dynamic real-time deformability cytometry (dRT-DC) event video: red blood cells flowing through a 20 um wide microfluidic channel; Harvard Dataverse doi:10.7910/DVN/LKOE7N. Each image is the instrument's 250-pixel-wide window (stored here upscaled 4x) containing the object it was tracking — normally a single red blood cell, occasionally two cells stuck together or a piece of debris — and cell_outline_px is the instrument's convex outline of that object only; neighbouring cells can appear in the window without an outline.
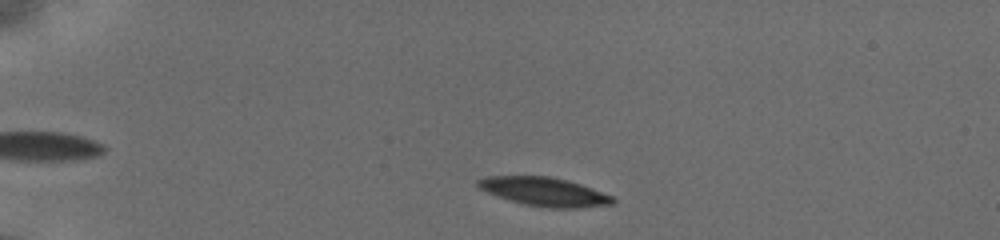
{"species": "common noctule bat (a hibernating species)", "species_latin": "Nyctalus noctula", "temperature_condition": "cold", "stored_images_in_passage": 31, "camera_frame_rate_fps": 3000, "um_per_image_px": 0.085, "animal": {"sex": "female", "body_mass_g": 19.5, "forearm_length_mm": 54.1}, "frame": {"image": 1, "passage_image": 5, "time_ms": 1.333, "image_size_px": [1000, 240], "cell_outline_px": [[616, 200], [612, 204], [580, 208], [544, 208], [524, 204], [488, 192], [480, 188], [476, 184], [476, 180], [488, 176], [548, 176], [568, 180], [592, 188], [612, 196]], "centroid_in_image_um": [46.3, 16.3], "position_along_channel_um": 38.7, "area_um2": 22.37}}
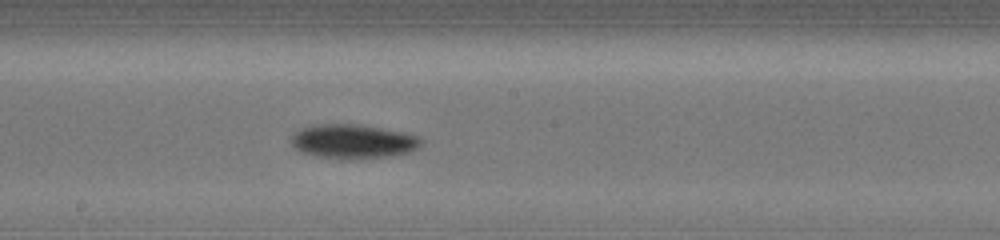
{"frame": {"image": 2, "passage_image": 21, "time_ms": 7.667, "image_size_px": [1000, 240], "cell_outline_px": [[424, 140], [420, 148], [412, 152], [388, 156], [352, 160], [340, 160], [316, 156], [292, 148], [292, 136], [300, 128], [316, 124], [360, 124], [404, 132], [420, 136]], "centroid_in_image_um": [30.06, 12.03], "position_along_channel_um": 218.1, "area_um2": 26.47}}
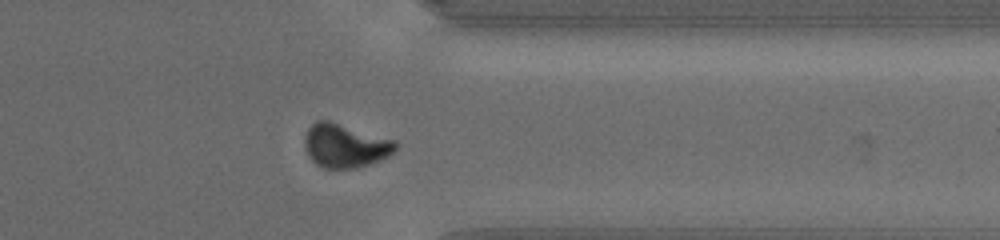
{"frame": {"image": 3, "passage_image": 28, "time_ms": 12.0, "image_size_px": [1000, 240], "cell_outline_px": [[396, 148], [388, 156], [380, 160], [356, 168], [324, 168], [316, 164], [308, 156], [304, 140], [304, 136], [308, 128], [316, 120], [328, 120], [396, 140]], "centroid_in_image_um": [29.32, 12.37], "position_along_channel_um": 382.1, "area_um2": 23.06}, "authors_computed_cell_mechanics": {"area_um2": 24.6228, "velocity_mm_per_s": 3.8182, "shape_relaxation_time_tau1_ms": 4.2302, "shape_relaxation_time_tau2_ms": 5.2189, "deformation_change_tau1": 0.1211, "deformation_change_tau2": 0.0669}}